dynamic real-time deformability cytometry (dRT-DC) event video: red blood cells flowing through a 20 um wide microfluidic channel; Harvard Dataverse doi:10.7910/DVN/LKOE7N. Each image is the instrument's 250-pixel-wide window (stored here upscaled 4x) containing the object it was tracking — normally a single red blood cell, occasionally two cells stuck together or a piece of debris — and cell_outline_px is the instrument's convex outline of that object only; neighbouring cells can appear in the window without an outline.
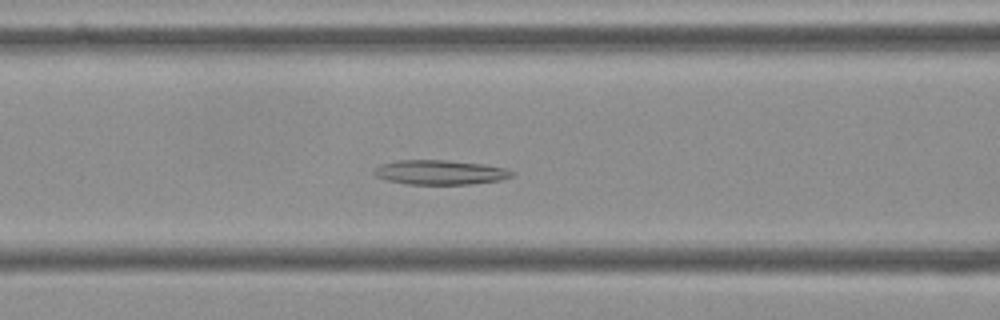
{"species": "Egyptian fruit bat (a non-hibernating species)", "species_latin": "Rousettus aegyptiacus", "temperature_condition": "cold", "stored_images_in_passage": 45, "camera_frame_rate_fps": 3000, "um_per_image_px": 0.085, "frame": {"image": 1, "passage_image": 12, "time_ms": 3.667, "image_size_px": [1000, 320], "cell_outline_px": [[516, 172], [512, 176], [500, 180], [472, 184], [408, 184], [388, 180], [376, 176], [372, 172], [380, 164], [396, 160], [444, 160], [484, 164], [504, 168]], "centroid_in_image_um": [37.41, 14.64], "position_along_channel_um": 129.2, "area_um2": 19.65}}
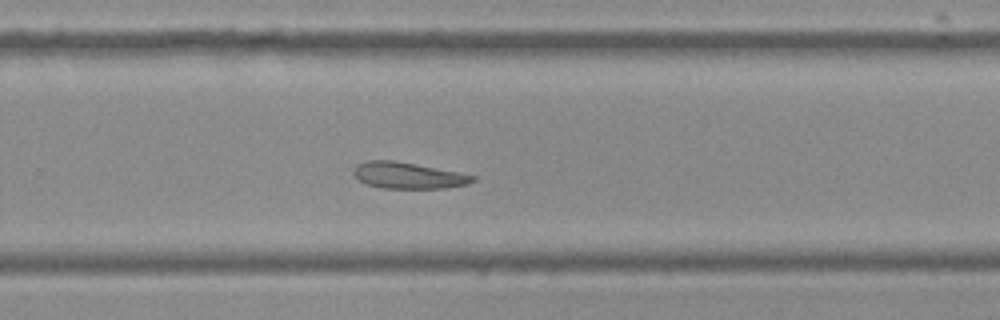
{"frame": {"image": 2, "passage_image": 26, "time_ms": 8.333, "image_size_px": [1000, 320], "cell_outline_px": [[476, 180], [468, 184], [444, 188], [380, 188], [368, 184], [360, 180], [352, 172], [352, 168], [356, 164], [364, 160], [392, 160], [456, 172], [476, 176]], "centroid_in_image_um": [34.64, 14.91], "position_along_channel_um": 295.2, "area_um2": 18.09}}
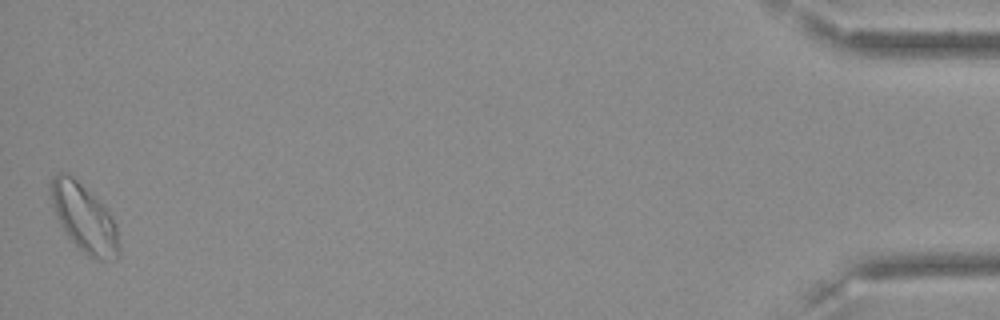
{"frame": {"image": 3, "passage_image": 45, "time_ms": 14.667, "image_size_px": [1000, 320], "cell_outline_px": [[120, 256], [116, 260], [92, 260], [68, 236], [60, 224], [56, 216], [52, 204], [48, 188], [52, 176], [60, 172], [68, 172], [104, 204], [112, 216], [116, 224], [120, 244]], "centroid_in_image_um": [7.17, 18.53], "position_along_channel_um": 428.0, "area_um2": 27.51}}